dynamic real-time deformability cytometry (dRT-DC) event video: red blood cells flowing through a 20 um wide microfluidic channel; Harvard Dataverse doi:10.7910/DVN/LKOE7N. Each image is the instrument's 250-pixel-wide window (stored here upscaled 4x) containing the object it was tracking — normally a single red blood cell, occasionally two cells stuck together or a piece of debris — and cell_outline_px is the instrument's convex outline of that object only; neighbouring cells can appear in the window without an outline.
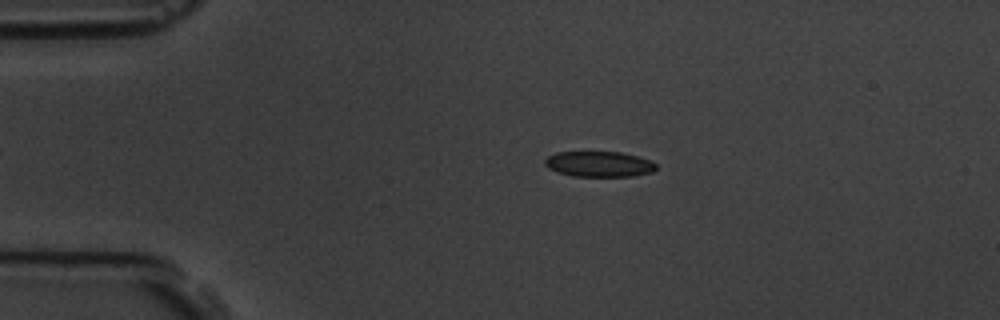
{"species": "common noctule bat (a hibernating species)", "species_latin": "Nyctalus noctula", "temperature_condition": "room temperature", "stored_images_in_passage": 4, "camera_frame_rate_fps": 3000, "um_per_image_px": 0.085, "animal": {"sex": "male", "body_mass_g": 19.5, "forearm_length_mm": 54.6}, "frame": {"image": 1, "passage_image": 2, "time_ms": 2.0, "image_size_px": [1000, 320], "cell_outline_px": [[656, 168], [652, 172], [632, 176], [572, 176], [556, 172], [548, 168], [544, 164], [544, 160], [548, 156], [556, 152], [620, 152], [636, 156], [648, 160], [656, 164]], "centroid_in_image_um": [50.87, 13.95], "position_along_channel_um": 34.1, "area_um2": 16.47}}
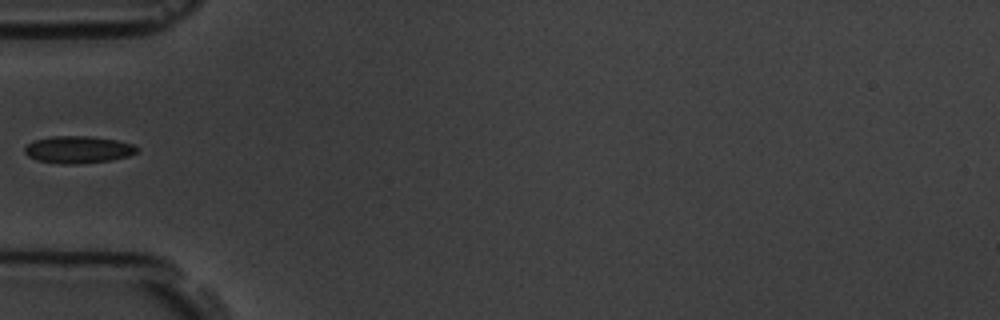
{"frame": {"image": 2, "passage_image": 4, "time_ms": 4.333, "image_size_px": [1000, 320], "cell_outline_px": [[140, 148], [136, 152], [128, 156], [108, 160], [76, 164], [60, 164], [36, 160], [28, 156], [24, 152], [24, 148], [28, 144], [36, 140], [52, 136], [88, 136], [116, 140], [132, 144]], "centroid_in_image_um": [6.62, 12.72], "position_along_channel_um": 78.4, "area_um2": 17.63}}